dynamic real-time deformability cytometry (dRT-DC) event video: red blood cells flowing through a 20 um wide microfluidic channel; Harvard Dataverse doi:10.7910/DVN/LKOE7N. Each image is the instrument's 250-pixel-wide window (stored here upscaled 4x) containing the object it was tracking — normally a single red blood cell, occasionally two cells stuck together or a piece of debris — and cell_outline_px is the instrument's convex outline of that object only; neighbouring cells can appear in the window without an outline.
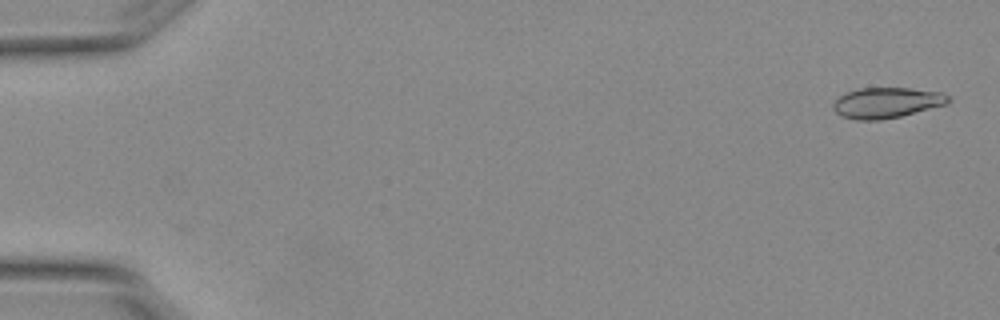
{"species": "Egyptian fruit bat (a non-hibernating species)", "species_latin": "Rousettus aegyptiacus", "temperature_condition": "warm", "stored_images_in_passage": 5, "camera_frame_rate_fps": 3000, "um_per_image_px": 0.085, "animal": {"sex": "female"}, "frame": {"image": 1, "passage_image": 1, "time_ms": 0.0, "image_size_px": [1000, 320], "cell_outline_px": [[952, 100], [948, 104], [900, 116], [880, 120], [856, 120], [844, 116], [836, 112], [832, 108], [832, 104], [840, 96], [848, 92], [860, 88], [908, 88], [940, 92], [948, 96]], "centroid_in_image_um": [75.38, 8.73], "position_along_channel_um": 9.6, "area_um2": 20.35}}
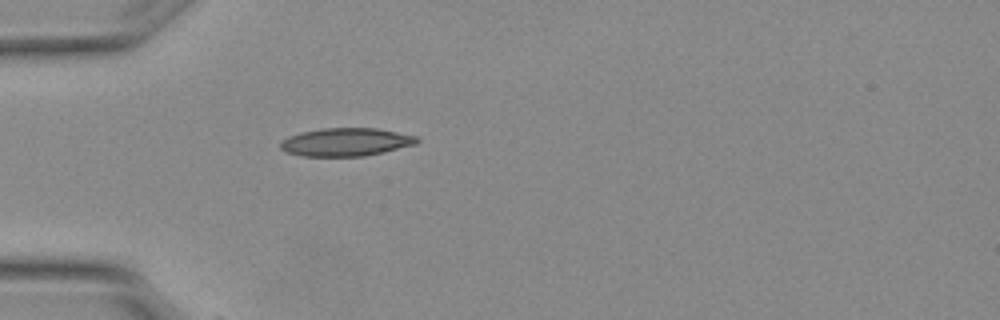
{"frame": {"image": 2, "passage_image": 5, "time_ms": 1.333, "image_size_px": [1000, 320], "cell_outline_px": [[420, 140], [416, 144], [364, 156], [300, 156], [288, 152], [280, 148], [280, 140], [288, 136], [300, 132], [320, 128], [376, 128], [416, 136]], "centroid_in_image_um": [29.35, 12.07], "position_along_channel_um": 55.6, "area_um2": 22.31}}